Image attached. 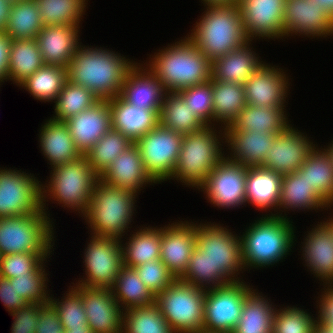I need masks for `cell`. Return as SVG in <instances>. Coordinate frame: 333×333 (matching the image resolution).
<instances>
[{
    "mask_svg": "<svg viewBox=\"0 0 333 333\" xmlns=\"http://www.w3.org/2000/svg\"><path fill=\"white\" fill-rule=\"evenodd\" d=\"M136 64L114 51L80 45L69 62L67 75L69 81L90 89L98 98L110 99L120 95L126 76Z\"/></svg>",
    "mask_w": 333,
    "mask_h": 333,
    "instance_id": "cell-1",
    "label": "cell"
},
{
    "mask_svg": "<svg viewBox=\"0 0 333 333\" xmlns=\"http://www.w3.org/2000/svg\"><path fill=\"white\" fill-rule=\"evenodd\" d=\"M158 51L146 66L166 92H179L211 80V61L188 37Z\"/></svg>",
    "mask_w": 333,
    "mask_h": 333,
    "instance_id": "cell-2",
    "label": "cell"
},
{
    "mask_svg": "<svg viewBox=\"0 0 333 333\" xmlns=\"http://www.w3.org/2000/svg\"><path fill=\"white\" fill-rule=\"evenodd\" d=\"M292 223L286 214L271 212L246 228L240 237L244 267L264 268L285 259L295 242Z\"/></svg>",
    "mask_w": 333,
    "mask_h": 333,
    "instance_id": "cell-3",
    "label": "cell"
},
{
    "mask_svg": "<svg viewBox=\"0 0 333 333\" xmlns=\"http://www.w3.org/2000/svg\"><path fill=\"white\" fill-rule=\"evenodd\" d=\"M206 8L187 36L211 62L250 41L237 3Z\"/></svg>",
    "mask_w": 333,
    "mask_h": 333,
    "instance_id": "cell-4",
    "label": "cell"
},
{
    "mask_svg": "<svg viewBox=\"0 0 333 333\" xmlns=\"http://www.w3.org/2000/svg\"><path fill=\"white\" fill-rule=\"evenodd\" d=\"M137 194L102 182L96 183L87 212L83 215L96 236L121 239L131 223Z\"/></svg>",
    "mask_w": 333,
    "mask_h": 333,
    "instance_id": "cell-5",
    "label": "cell"
},
{
    "mask_svg": "<svg viewBox=\"0 0 333 333\" xmlns=\"http://www.w3.org/2000/svg\"><path fill=\"white\" fill-rule=\"evenodd\" d=\"M50 172L49 184L41 186L42 210L45 214L48 215L44 202L50 195L52 200L63 204L62 207L65 206L84 215L89 208L92 191L100 179L88 163L87 157L82 155L72 162L54 166Z\"/></svg>",
    "mask_w": 333,
    "mask_h": 333,
    "instance_id": "cell-6",
    "label": "cell"
},
{
    "mask_svg": "<svg viewBox=\"0 0 333 333\" xmlns=\"http://www.w3.org/2000/svg\"><path fill=\"white\" fill-rule=\"evenodd\" d=\"M195 246L209 258L210 278L218 286L241 281L237 275L245 267L240 236L220 224L195 223Z\"/></svg>",
    "mask_w": 333,
    "mask_h": 333,
    "instance_id": "cell-7",
    "label": "cell"
},
{
    "mask_svg": "<svg viewBox=\"0 0 333 333\" xmlns=\"http://www.w3.org/2000/svg\"><path fill=\"white\" fill-rule=\"evenodd\" d=\"M219 136L212 125H206L198 131L184 134L171 179L176 178L175 180H179L184 185L199 190L210 172L225 157L221 147L223 145L219 142L222 139Z\"/></svg>",
    "mask_w": 333,
    "mask_h": 333,
    "instance_id": "cell-8",
    "label": "cell"
},
{
    "mask_svg": "<svg viewBox=\"0 0 333 333\" xmlns=\"http://www.w3.org/2000/svg\"><path fill=\"white\" fill-rule=\"evenodd\" d=\"M51 222L44 211L0 218V256L14 253L50 254L54 246Z\"/></svg>",
    "mask_w": 333,
    "mask_h": 333,
    "instance_id": "cell-9",
    "label": "cell"
},
{
    "mask_svg": "<svg viewBox=\"0 0 333 333\" xmlns=\"http://www.w3.org/2000/svg\"><path fill=\"white\" fill-rule=\"evenodd\" d=\"M206 289L176 279L155 296V303L175 333H197L204 324Z\"/></svg>",
    "mask_w": 333,
    "mask_h": 333,
    "instance_id": "cell-10",
    "label": "cell"
},
{
    "mask_svg": "<svg viewBox=\"0 0 333 333\" xmlns=\"http://www.w3.org/2000/svg\"><path fill=\"white\" fill-rule=\"evenodd\" d=\"M252 290L243 280L207 289L202 331L232 333L239 322L245 298Z\"/></svg>",
    "mask_w": 333,
    "mask_h": 333,
    "instance_id": "cell-11",
    "label": "cell"
},
{
    "mask_svg": "<svg viewBox=\"0 0 333 333\" xmlns=\"http://www.w3.org/2000/svg\"><path fill=\"white\" fill-rule=\"evenodd\" d=\"M84 253L86 278L78 284L87 288H108L115 285L123 265L121 239L92 235Z\"/></svg>",
    "mask_w": 333,
    "mask_h": 333,
    "instance_id": "cell-12",
    "label": "cell"
},
{
    "mask_svg": "<svg viewBox=\"0 0 333 333\" xmlns=\"http://www.w3.org/2000/svg\"><path fill=\"white\" fill-rule=\"evenodd\" d=\"M182 140L183 134L158 124L135 143L147 173L156 183L171 179Z\"/></svg>",
    "mask_w": 333,
    "mask_h": 333,
    "instance_id": "cell-13",
    "label": "cell"
},
{
    "mask_svg": "<svg viewBox=\"0 0 333 333\" xmlns=\"http://www.w3.org/2000/svg\"><path fill=\"white\" fill-rule=\"evenodd\" d=\"M39 182L21 169L0 168V218L42 212V184Z\"/></svg>",
    "mask_w": 333,
    "mask_h": 333,
    "instance_id": "cell-14",
    "label": "cell"
},
{
    "mask_svg": "<svg viewBox=\"0 0 333 333\" xmlns=\"http://www.w3.org/2000/svg\"><path fill=\"white\" fill-rule=\"evenodd\" d=\"M247 167L224 157L210 172L202 189L206 198L218 208H235L246 204Z\"/></svg>",
    "mask_w": 333,
    "mask_h": 333,
    "instance_id": "cell-15",
    "label": "cell"
},
{
    "mask_svg": "<svg viewBox=\"0 0 333 333\" xmlns=\"http://www.w3.org/2000/svg\"><path fill=\"white\" fill-rule=\"evenodd\" d=\"M307 135L305 136L291 124L282 132L276 134L261 168L269 169L280 175L297 171L316 148Z\"/></svg>",
    "mask_w": 333,
    "mask_h": 333,
    "instance_id": "cell-16",
    "label": "cell"
},
{
    "mask_svg": "<svg viewBox=\"0 0 333 333\" xmlns=\"http://www.w3.org/2000/svg\"><path fill=\"white\" fill-rule=\"evenodd\" d=\"M284 37L293 34L325 38L333 34V16L315 0H286Z\"/></svg>",
    "mask_w": 333,
    "mask_h": 333,
    "instance_id": "cell-17",
    "label": "cell"
},
{
    "mask_svg": "<svg viewBox=\"0 0 333 333\" xmlns=\"http://www.w3.org/2000/svg\"><path fill=\"white\" fill-rule=\"evenodd\" d=\"M286 0H239L244 32L252 41L255 37H284L283 12ZM255 36V37H254Z\"/></svg>",
    "mask_w": 333,
    "mask_h": 333,
    "instance_id": "cell-18",
    "label": "cell"
},
{
    "mask_svg": "<svg viewBox=\"0 0 333 333\" xmlns=\"http://www.w3.org/2000/svg\"><path fill=\"white\" fill-rule=\"evenodd\" d=\"M82 295L87 324L93 333H122L123 311L112 289L75 285Z\"/></svg>",
    "mask_w": 333,
    "mask_h": 333,
    "instance_id": "cell-19",
    "label": "cell"
},
{
    "mask_svg": "<svg viewBox=\"0 0 333 333\" xmlns=\"http://www.w3.org/2000/svg\"><path fill=\"white\" fill-rule=\"evenodd\" d=\"M195 248V223L179 221L161 228L160 260L179 279Z\"/></svg>",
    "mask_w": 333,
    "mask_h": 333,
    "instance_id": "cell-20",
    "label": "cell"
},
{
    "mask_svg": "<svg viewBox=\"0 0 333 333\" xmlns=\"http://www.w3.org/2000/svg\"><path fill=\"white\" fill-rule=\"evenodd\" d=\"M263 64L243 84L248 105L266 107H286L288 77L283 69Z\"/></svg>",
    "mask_w": 333,
    "mask_h": 333,
    "instance_id": "cell-21",
    "label": "cell"
},
{
    "mask_svg": "<svg viewBox=\"0 0 333 333\" xmlns=\"http://www.w3.org/2000/svg\"><path fill=\"white\" fill-rule=\"evenodd\" d=\"M65 123L76 147L85 155L112 128L109 99H100Z\"/></svg>",
    "mask_w": 333,
    "mask_h": 333,
    "instance_id": "cell-22",
    "label": "cell"
},
{
    "mask_svg": "<svg viewBox=\"0 0 333 333\" xmlns=\"http://www.w3.org/2000/svg\"><path fill=\"white\" fill-rule=\"evenodd\" d=\"M222 130L221 138H225L223 140H226L224 142L228 143V149L231 150L230 156L226 158L247 168L262 165L276 136L273 133H258L256 130H235L231 125Z\"/></svg>",
    "mask_w": 333,
    "mask_h": 333,
    "instance_id": "cell-23",
    "label": "cell"
},
{
    "mask_svg": "<svg viewBox=\"0 0 333 333\" xmlns=\"http://www.w3.org/2000/svg\"><path fill=\"white\" fill-rule=\"evenodd\" d=\"M79 26L52 25L44 26L40 30L36 40L45 65L68 67L76 50L81 45L78 42Z\"/></svg>",
    "mask_w": 333,
    "mask_h": 333,
    "instance_id": "cell-24",
    "label": "cell"
},
{
    "mask_svg": "<svg viewBox=\"0 0 333 333\" xmlns=\"http://www.w3.org/2000/svg\"><path fill=\"white\" fill-rule=\"evenodd\" d=\"M100 180L135 194L139 193L143 185L156 183L147 173L139 147L135 143L110 164Z\"/></svg>",
    "mask_w": 333,
    "mask_h": 333,
    "instance_id": "cell-25",
    "label": "cell"
},
{
    "mask_svg": "<svg viewBox=\"0 0 333 333\" xmlns=\"http://www.w3.org/2000/svg\"><path fill=\"white\" fill-rule=\"evenodd\" d=\"M112 129L136 143L159 124L160 110H148L126 102L120 95L109 99Z\"/></svg>",
    "mask_w": 333,
    "mask_h": 333,
    "instance_id": "cell-26",
    "label": "cell"
},
{
    "mask_svg": "<svg viewBox=\"0 0 333 333\" xmlns=\"http://www.w3.org/2000/svg\"><path fill=\"white\" fill-rule=\"evenodd\" d=\"M304 237L303 258L310 272L324 283H333V230L324 221ZM321 278V279H320Z\"/></svg>",
    "mask_w": 333,
    "mask_h": 333,
    "instance_id": "cell-27",
    "label": "cell"
},
{
    "mask_svg": "<svg viewBox=\"0 0 333 333\" xmlns=\"http://www.w3.org/2000/svg\"><path fill=\"white\" fill-rule=\"evenodd\" d=\"M138 64L126 76L120 96L137 108L160 110L166 91L147 67Z\"/></svg>",
    "mask_w": 333,
    "mask_h": 333,
    "instance_id": "cell-28",
    "label": "cell"
},
{
    "mask_svg": "<svg viewBox=\"0 0 333 333\" xmlns=\"http://www.w3.org/2000/svg\"><path fill=\"white\" fill-rule=\"evenodd\" d=\"M251 41L211 62V79L244 84L265 62L251 50ZM250 46V47H249Z\"/></svg>",
    "mask_w": 333,
    "mask_h": 333,
    "instance_id": "cell-29",
    "label": "cell"
},
{
    "mask_svg": "<svg viewBox=\"0 0 333 333\" xmlns=\"http://www.w3.org/2000/svg\"><path fill=\"white\" fill-rule=\"evenodd\" d=\"M40 129L41 151L51 167L77 160L82 156L65 122L48 119Z\"/></svg>",
    "mask_w": 333,
    "mask_h": 333,
    "instance_id": "cell-30",
    "label": "cell"
},
{
    "mask_svg": "<svg viewBox=\"0 0 333 333\" xmlns=\"http://www.w3.org/2000/svg\"><path fill=\"white\" fill-rule=\"evenodd\" d=\"M281 180L282 175L269 169L249 167L246 177V202L261 210L272 208L276 211L280 199Z\"/></svg>",
    "mask_w": 333,
    "mask_h": 333,
    "instance_id": "cell-31",
    "label": "cell"
},
{
    "mask_svg": "<svg viewBox=\"0 0 333 333\" xmlns=\"http://www.w3.org/2000/svg\"><path fill=\"white\" fill-rule=\"evenodd\" d=\"M284 107H266L264 105H246L232 123L235 130L278 134L290 124ZM285 113V114H284Z\"/></svg>",
    "mask_w": 333,
    "mask_h": 333,
    "instance_id": "cell-32",
    "label": "cell"
},
{
    "mask_svg": "<svg viewBox=\"0 0 333 333\" xmlns=\"http://www.w3.org/2000/svg\"><path fill=\"white\" fill-rule=\"evenodd\" d=\"M315 148L297 170L313 190L333 206V159L324 148ZM324 149V150H323Z\"/></svg>",
    "mask_w": 333,
    "mask_h": 333,
    "instance_id": "cell-33",
    "label": "cell"
},
{
    "mask_svg": "<svg viewBox=\"0 0 333 333\" xmlns=\"http://www.w3.org/2000/svg\"><path fill=\"white\" fill-rule=\"evenodd\" d=\"M330 206L313 190L298 171L282 176L278 209L318 210ZM293 208V209H292Z\"/></svg>",
    "mask_w": 333,
    "mask_h": 333,
    "instance_id": "cell-34",
    "label": "cell"
},
{
    "mask_svg": "<svg viewBox=\"0 0 333 333\" xmlns=\"http://www.w3.org/2000/svg\"><path fill=\"white\" fill-rule=\"evenodd\" d=\"M213 121L221 122V127L227 126L237 119L245 108L246 94L244 86L239 83H228L211 79ZM224 123V126H222Z\"/></svg>",
    "mask_w": 333,
    "mask_h": 333,
    "instance_id": "cell-35",
    "label": "cell"
},
{
    "mask_svg": "<svg viewBox=\"0 0 333 333\" xmlns=\"http://www.w3.org/2000/svg\"><path fill=\"white\" fill-rule=\"evenodd\" d=\"M43 65L36 39L10 40L7 80L20 85Z\"/></svg>",
    "mask_w": 333,
    "mask_h": 333,
    "instance_id": "cell-36",
    "label": "cell"
},
{
    "mask_svg": "<svg viewBox=\"0 0 333 333\" xmlns=\"http://www.w3.org/2000/svg\"><path fill=\"white\" fill-rule=\"evenodd\" d=\"M253 289L245 298L239 322L232 333H272L276 311L262 294Z\"/></svg>",
    "mask_w": 333,
    "mask_h": 333,
    "instance_id": "cell-37",
    "label": "cell"
},
{
    "mask_svg": "<svg viewBox=\"0 0 333 333\" xmlns=\"http://www.w3.org/2000/svg\"><path fill=\"white\" fill-rule=\"evenodd\" d=\"M159 124L183 135L206 126L188 107L179 92H165L159 112Z\"/></svg>",
    "mask_w": 333,
    "mask_h": 333,
    "instance_id": "cell-38",
    "label": "cell"
},
{
    "mask_svg": "<svg viewBox=\"0 0 333 333\" xmlns=\"http://www.w3.org/2000/svg\"><path fill=\"white\" fill-rule=\"evenodd\" d=\"M127 243L122 244L123 265L134 268L141 264L160 259L161 227H142L135 230ZM125 245V246H124Z\"/></svg>",
    "mask_w": 333,
    "mask_h": 333,
    "instance_id": "cell-39",
    "label": "cell"
},
{
    "mask_svg": "<svg viewBox=\"0 0 333 333\" xmlns=\"http://www.w3.org/2000/svg\"><path fill=\"white\" fill-rule=\"evenodd\" d=\"M111 289L117 303L124 310L155 302V295L140 280L134 268L123 266Z\"/></svg>",
    "mask_w": 333,
    "mask_h": 333,
    "instance_id": "cell-40",
    "label": "cell"
},
{
    "mask_svg": "<svg viewBox=\"0 0 333 333\" xmlns=\"http://www.w3.org/2000/svg\"><path fill=\"white\" fill-rule=\"evenodd\" d=\"M43 27L36 0L13 2L5 30L10 39H36Z\"/></svg>",
    "mask_w": 333,
    "mask_h": 333,
    "instance_id": "cell-41",
    "label": "cell"
},
{
    "mask_svg": "<svg viewBox=\"0 0 333 333\" xmlns=\"http://www.w3.org/2000/svg\"><path fill=\"white\" fill-rule=\"evenodd\" d=\"M67 80V68L44 64L19 87L26 89L37 100L52 102L57 99Z\"/></svg>",
    "mask_w": 333,
    "mask_h": 333,
    "instance_id": "cell-42",
    "label": "cell"
},
{
    "mask_svg": "<svg viewBox=\"0 0 333 333\" xmlns=\"http://www.w3.org/2000/svg\"><path fill=\"white\" fill-rule=\"evenodd\" d=\"M122 333H175L158 305L132 307L123 311Z\"/></svg>",
    "mask_w": 333,
    "mask_h": 333,
    "instance_id": "cell-43",
    "label": "cell"
},
{
    "mask_svg": "<svg viewBox=\"0 0 333 333\" xmlns=\"http://www.w3.org/2000/svg\"><path fill=\"white\" fill-rule=\"evenodd\" d=\"M99 100L100 98L90 89L67 80L57 99L54 101L55 116L53 115L51 119L65 122L72 116L90 108Z\"/></svg>",
    "mask_w": 333,
    "mask_h": 333,
    "instance_id": "cell-44",
    "label": "cell"
},
{
    "mask_svg": "<svg viewBox=\"0 0 333 333\" xmlns=\"http://www.w3.org/2000/svg\"><path fill=\"white\" fill-rule=\"evenodd\" d=\"M134 143L112 128L85 154L93 170L101 176L112 162Z\"/></svg>",
    "mask_w": 333,
    "mask_h": 333,
    "instance_id": "cell-45",
    "label": "cell"
},
{
    "mask_svg": "<svg viewBox=\"0 0 333 333\" xmlns=\"http://www.w3.org/2000/svg\"><path fill=\"white\" fill-rule=\"evenodd\" d=\"M36 1L44 26L79 25L88 4V0Z\"/></svg>",
    "mask_w": 333,
    "mask_h": 333,
    "instance_id": "cell-46",
    "label": "cell"
},
{
    "mask_svg": "<svg viewBox=\"0 0 333 333\" xmlns=\"http://www.w3.org/2000/svg\"><path fill=\"white\" fill-rule=\"evenodd\" d=\"M317 320L299 307H284L277 309L273 317L272 333H314Z\"/></svg>",
    "mask_w": 333,
    "mask_h": 333,
    "instance_id": "cell-47",
    "label": "cell"
},
{
    "mask_svg": "<svg viewBox=\"0 0 333 333\" xmlns=\"http://www.w3.org/2000/svg\"><path fill=\"white\" fill-rule=\"evenodd\" d=\"M72 286L66 291V296L59 299H53L51 296L49 302L57 310L62 326L67 328H89L85 308L82 302L81 293Z\"/></svg>",
    "mask_w": 333,
    "mask_h": 333,
    "instance_id": "cell-48",
    "label": "cell"
},
{
    "mask_svg": "<svg viewBox=\"0 0 333 333\" xmlns=\"http://www.w3.org/2000/svg\"><path fill=\"white\" fill-rule=\"evenodd\" d=\"M50 254L36 253H14L0 256V276L4 278H15L35 274L47 262Z\"/></svg>",
    "mask_w": 333,
    "mask_h": 333,
    "instance_id": "cell-49",
    "label": "cell"
},
{
    "mask_svg": "<svg viewBox=\"0 0 333 333\" xmlns=\"http://www.w3.org/2000/svg\"><path fill=\"white\" fill-rule=\"evenodd\" d=\"M47 275L44 266H42L35 274L16 276L11 278L10 281L14 283L19 296L27 303H49L50 296L47 294L46 283V281L48 282Z\"/></svg>",
    "mask_w": 333,
    "mask_h": 333,
    "instance_id": "cell-50",
    "label": "cell"
},
{
    "mask_svg": "<svg viewBox=\"0 0 333 333\" xmlns=\"http://www.w3.org/2000/svg\"><path fill=\"white\" fill-rule=\"evenodd\" d=\"M188 107L205 125H214L211 80L179 91ZM209 122V123H208Z\"/></svg>",
    "mask_w": 333,
    "mask_h": 333,
    "instance_id": "cell-51",
    "label": "cell"
},
{
    "mask_svg": "<svg viewBox=\"0 0 333 333\" xmlns=\"http://www.w3.org/2000/svg\"><path fill=\"white\" fill-rule=\"evenodd\" d=\"M134 269L140 280L155 296L166 290L177 279L160 259L141 264Z\"/></svg>",
    "mask_w": 333,
    "mask_h": 333,
    "instance_id": "cell-52",
    "label": "cell"
},
{
    "mask_svg": "<svg viewBox=\"0 0 333 333\" xmlns=\"http://www.w3.org/2000/svg\"><path fill=\"white\" fill-rule=\"evenodd\" d=\"M179 279L195 287L204 288L206 290L219 287L210 278L209 258L205 255L203 251H200L196 246L192 251L186 271Z\"/></svg>",
    "mask_w": 333,
    "mask_h": 333,
    "instance_id": "cell-53",
    "label": "cell"
},
{
    "mask_svg": "<svg viewBox=\"0 0 333 333\" xmlns=\"http://www.w3.org/2000/svg\"><path fill=\"white\" fill-rule=\"evenodd\" d=\"M47 303H27L25 306L10 313L14 321L11 333H35L40 317V310Z\"/></svg>",
    "mask_w": 333,
    "mask_h": 333,
    "instance_id": "cell-54",
    "label": "cell"
},
{
    "mask_svg": "<svg viewBox=\"0 0 333 333\" xmlns=\"http://www.w3.org/2000/svg\"><path fill=\"white\" fill-rule=\"evenodd\" d=\"M35 333H65L59 314L50 302L40 310Z\"/></svg>",
    "mask_w": 333,
    "mask_h": 333,
    "instance_id": "cell-55",
    "label": "cell"
},
{
    "mask_svg": "<svg viewBox=\"0 0 333 333\" xmlns=\"http://www.w3.org/2000/svg\"><path fill=\"white\" fill-rule=\"evenodd\" d=\"M324 291L322 292L319 304V311L316 317L317 326L333 327V283L323 284ZM327 287V288H326Z\"/></svg>",
    "mask_w": 333,
    "mask_h": 333,
    "instance_id": "cell-56",
    "label": "cell"
},
{
    "mask_svg": "<svg viewBox=\"0 0 333 333\" xmlns=\"http://www.w3.org/2000/svg\"><path fill=\"white\" fill-rule=\"evenodd\" d=\"M0 300L8 312L12 313L25 306L27 302L17 293L14 283L10 279L0 276Z\"/></svg>",
    "mask_w": 333,
    "mask_h": 333,
    "instance_id": "cell-57",
    "label": "cell"
},
{
    "mask_svg": "<svg viewBox=\"0 0 333 333\" xmlns=\"http://www.w3.org/2000/svg\"><path fill=\"white\" fill-rule=\"evenodd\" d=\"M10 38L0 33V83L7 81Z\"/></svg>",
    "mask_w": 333,
    "mask_h": 333,
    "instance_id": "cell-58",
    "label": "cell"
},
{
    "mask_svg": "<svg viewBox=\"0 0 333 333\" xmlns=\"http://www.w3.org/2000/svg\"><path fill=\"white\" fill-rule=\"evenodd\" d=\"M13 2L0 0V33H5Z\"/></svg>",
    "mask_w": 333,
    "mask_h": 333,
    "instance_id": "cell-59",
    "label": "cell"
},
{
    "mask_svg": "<svg viewBox=\"0 0 333 333\" xmlns=\"http://www.w3.org/2000/svg\"><path fill=\"white\" fill-rule=\"evenodd\" d=\"M203 4L207 6H220V5H230L237 3V0H202Z\"/></svg>",
    "mask_w": 333,
    "mask_h": 333,
    "instance_id": "cell-60",
    "label": "cell"
},
{
    "mask_svg": "<svg viewBox=\"0 0 333 333\" xmlns=\"http://www.w3.org/2000/svg\"><path fill=\"white\" fill-rule=\"evenodd\" d=\"M333 16V0H315Z\"/></svg>",
    "mask_w": 333,
    "mask_h": 333,
    "instance_id": "cell-61",
    "label": "cell"
},
{
    "mask_svg": "<svg viewBox=\"0 0 333 333\" xmlns=\"http://www.w3.org/2000/svg\"><path fill=\"white\" fill-rule=\"evenodd\" d=\"M65 333H93L90 328H67Z\"/></svg>",
    "mask_w": 333,
    "mask_h": 333,
    "instance_id": "cell-62",
    "label": "cell"
},
{
    "mask_svg": "<svg viewBox=\"0 0 333 333\" xmlns=\"http://www.w3.org/2000/svg\"><path fill=\"white\" fill-rule=\"evenodd\" d=\"M317 328H318L322 333H333V327H328V326H317Z\"/></svg>",
    "mask_w": 333,
    "mask_h": 333,
    "instance_id": "cell-63",
    "label": "cell"
},
{
    "mask_svg": "<svg viewBox=\"0 0 333 333\" xmlns=\"http://www.w3.org/2000/svg\"><path fill=\"white\" fill-rule=\"evenodd\" d=\"M332 143L328 146L327 148H325L327 150V152L331 155L332 159H333V141H331Z\"/></svg>",
    "mask_w": 333,
    "mask_h": 333,
    "instance_id": "cell-64",
    "label": "cell"
},
{
    "mask_svg": "<svg viewBox=\"0 0 333 333\" xmlns=\"http://www.w3.org/2000/svg\"><path fill=\"white\" fill-rule=\"evenodd\" d=\"M331 228H332V230H333V218L331 217V218H329V220H326L325 221Z\"/></svg>",
    "mask_w": 333,
    "mask_h": 333,
    "instance_id": "cell-65",
    "label": "cell"
},
{
    "mask_svg": "<svg viewBox=\"0 0 333 333\" xmlns=\"http://www.w3.org/2000/svg\"><path fill=\"white\" fill-rule=\"evenodd\" d=\"M314 333H322L318 328L314 331Z\"/></svg>",
    "mask_w": 333,
    "mask_h": 333,
    "instance_id": "cell-66",
    "label": "cell"
},
{
    "mask_svg": "<svg viewBox=\"0 0 333 333\" xmlns=\"http://www.w3.org/2000/svg\"><path fill=\"white\" fill-rule=\"evenodd\" d=\"M197 333H211V332L200 331V332H197Z\"/></svg>",
    "mask_w": 333,
    "mask_h": 333,
    "instance_id": "cell-67",
    "label": "cell"
}]
</instances>
